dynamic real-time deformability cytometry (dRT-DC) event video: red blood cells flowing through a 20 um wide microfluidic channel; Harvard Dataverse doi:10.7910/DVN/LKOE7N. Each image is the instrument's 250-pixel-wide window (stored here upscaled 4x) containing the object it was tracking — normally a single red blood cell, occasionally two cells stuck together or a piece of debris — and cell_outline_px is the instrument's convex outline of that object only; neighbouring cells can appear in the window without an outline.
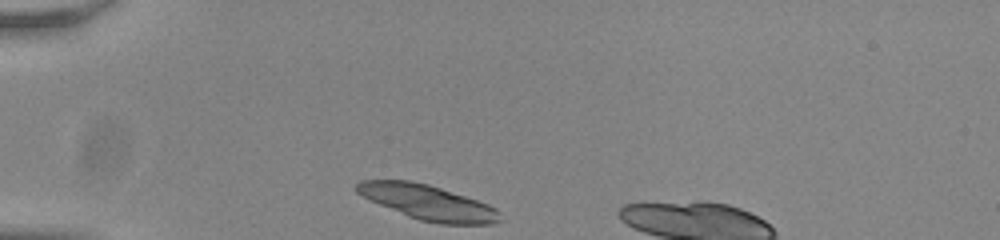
{"species": "common noctule bat (a hibernating species)", "species_latin": "Nyctalus noctula", "temperature_condition": "room temperature", "stored_images_in_passage": 33, "camera_frame_rate_fps": 3000, "um_per_image_px": 0.085, "animal": {"sex": "male", "body_mass_g": 20.0, "forearm_length_mm": 53.3}, "frame": {"image": 1, "passage_image": 1, "time_ms": 0.0, "image_size_px": [1000, 240], "cell_outline_px": [[500, 220], [492, 224], [440, 224], [420, 220], [408, 216], [368, 200], [356, 192], [356, 184], [360, 180], [412, 180], [428, 184], [488, 204], [496, 208], [500, 212]], "centroid_in_image_um": [36.33, 17.2], "position_along_channel_um": 48.7, "area_um2": 29.07}}